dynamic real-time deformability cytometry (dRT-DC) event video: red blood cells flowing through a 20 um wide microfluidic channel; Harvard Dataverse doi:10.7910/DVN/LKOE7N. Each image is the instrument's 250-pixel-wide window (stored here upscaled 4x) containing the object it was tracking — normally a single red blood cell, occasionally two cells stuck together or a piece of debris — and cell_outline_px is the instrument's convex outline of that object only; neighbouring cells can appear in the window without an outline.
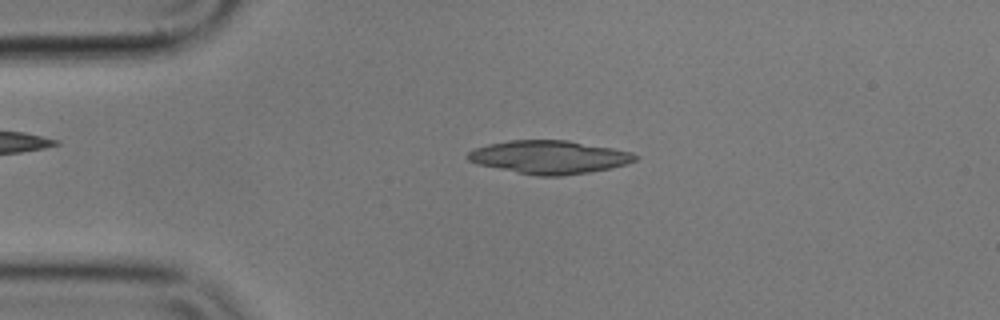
{"species": "common noctule bat (a hibernating species)", "species_latin": "Nyctalus noctula", "temperature_condition": "cold", "stored_images_in_passage": 51, "camera_frame_rate_fps": 3000, "um_per_image_px": 0.085, "animal": {"sex": "male", "body_mass_g": 17.9}, "frame": {"image": 1, "passage_image": 8, "time_ms": 2.333, "image_size_px": [1000, 320], "cell_outline_px": [[640, 156], [636, 160], [628, 164], [612, 168], [588, 172], [560, 176], [536, 176], [476, 164], [468, 160], [468, 152], [476, 148], [488, 144], [508, 140], [568, 140], [612, 148], [632, 152]], "centroid_in_image_um": [46.71, 13.35], "position_along_channel_um": 38.3, "area_um2": 32.48}}